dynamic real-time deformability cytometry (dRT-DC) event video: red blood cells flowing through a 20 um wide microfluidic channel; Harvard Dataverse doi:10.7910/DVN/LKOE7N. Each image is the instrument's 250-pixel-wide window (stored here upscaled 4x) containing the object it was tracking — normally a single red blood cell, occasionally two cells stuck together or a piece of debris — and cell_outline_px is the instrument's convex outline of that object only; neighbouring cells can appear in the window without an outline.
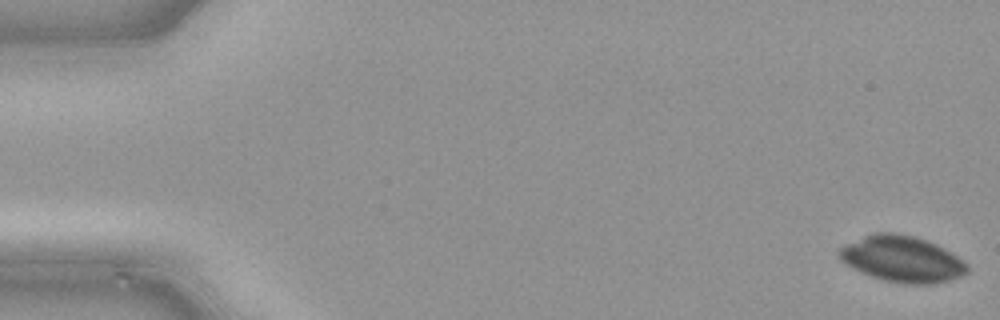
{"species": "common noctule bat (a hibernating species)", "species_latin": "Nyctalus noctula", "temperature_condition": "cold", "stored_images_in_passage": 14, "camera_frame_rate_fps": 3000, "um_per_image_px": 0.085, "animal": {"sex": "male", "body_mass_g": 21.5, "forearm_length_mm": 52.0}, "frame": {"image": 1, "passage_image": 1, "time_ms": 0.0, "image_size_px": [1000, 320], "cell_outline_px": [[968, 272], [948, 280], [924, 284], [916, 284], [888, 280], [872, 276], [840, 260], [836, 252], [844, 244], [864, 236], [876, 232], [892, 232], [912, 236], [936, 244], [944, 248], [964, 260], [968, 264]], "centroid_in_image_um": [76.67, 21.98], "position_along_channel_um": 8.3, "area_um2": 33.7}}